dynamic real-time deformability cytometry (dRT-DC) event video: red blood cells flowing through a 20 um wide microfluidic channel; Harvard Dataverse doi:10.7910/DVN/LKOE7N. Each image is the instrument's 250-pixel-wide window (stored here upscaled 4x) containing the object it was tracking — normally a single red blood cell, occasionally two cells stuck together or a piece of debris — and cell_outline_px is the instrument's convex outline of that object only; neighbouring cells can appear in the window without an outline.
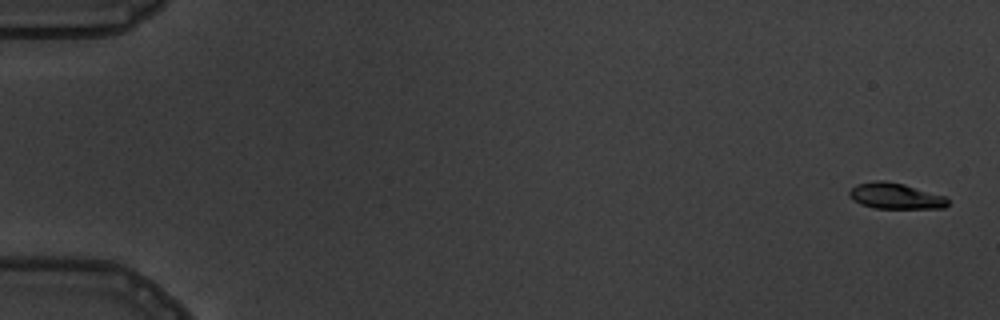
{"species": "common noctule bat (a hibernating species)", "species_latin": "Nyctalus noctula", "temperature_condition": "warm", "stored_images_in_passage": 7, "camera_frame_rate_fps": 3000, "um_per_image_px": 0.085, "animal": {"sex": "male", "body_mass_g": 19.5, "forearm_length_mm": 54.6}, "frame": {"image": 1, "passage_image": 1, "time_ms": 0.0, "image_size_px": [1000, 320], "cell_outline_px": [[948, 204], [944, 208], [876, 208], [860, 204], [852, 200], [848, 196], [848, 192], [856, 184], [872, 180], [884, 180], [904, 184], [944, 196], [948, 200]], "centroid_in_image_um": [76.06, 16.65], "position_along_channel_um": 8.9, "area_um2": 14.91}}
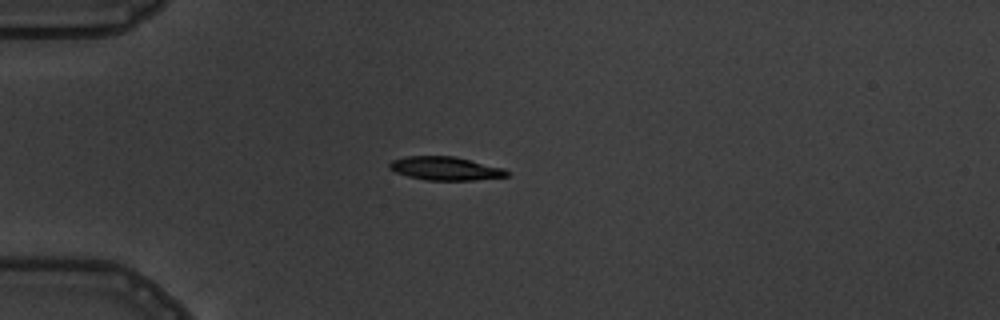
{"frame": {"image": 2, "passage_image": 5, "time_ms": 4.667, "image_size_px": [1000, 320], "cell_outline_px": [[508, 176], [472, 180], [428, 180], [408, 176], [396, 172], [388, 168], [388, 164], [392, 160], [404, 156], [456, 156], [504, 168], [508, 172]], "centroid_in_image_um": [37.84, 14.31], "position_along_channel_um": 47.2, "area_um2": 16.07}}